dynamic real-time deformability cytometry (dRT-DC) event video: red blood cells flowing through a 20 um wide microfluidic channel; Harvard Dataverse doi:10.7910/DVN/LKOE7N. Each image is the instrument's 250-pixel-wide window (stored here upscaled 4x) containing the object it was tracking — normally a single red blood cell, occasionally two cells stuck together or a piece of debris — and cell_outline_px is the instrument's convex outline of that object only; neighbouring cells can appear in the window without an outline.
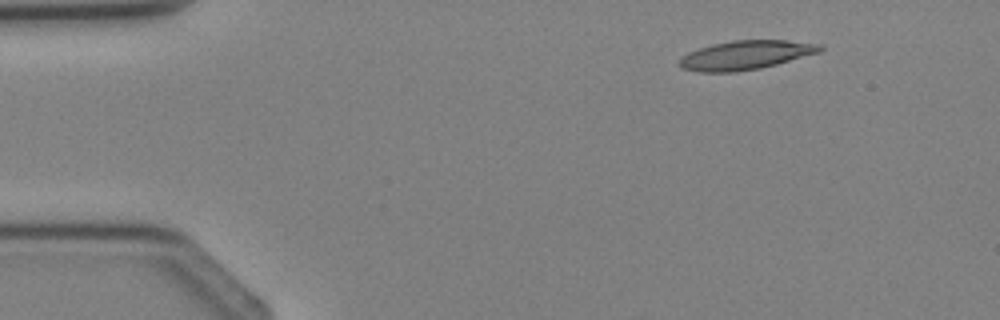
{"species": "Egyptian fruit bat (a non-hibernating species)", "species_latin": "Rousettus aegyptiacus", "temperature_condition": "cold", "stored_images_in_passage": 3, "camera_frame_rate_fps": 3000, "um_per_image_px": 0.085, "animal": {"sex": "female"}, "frame": {"image": 1, "passage_image": 1, "time_ms": 0.0, "image_size_px": [1000, 320], "cell_outline_px": [[824, 48], [820, 52], [776, 64], [760, 68], [736, 72], [700, 72], [684, 68], [680, 64], [680, 60], [688, 52], [712, 44], [732, 40], [784, 40], [824, 44]], "centroid_in_image_um": [63.44, 4.67], "position_along_channel_um": 21.6, "area_um2": 23.58}}